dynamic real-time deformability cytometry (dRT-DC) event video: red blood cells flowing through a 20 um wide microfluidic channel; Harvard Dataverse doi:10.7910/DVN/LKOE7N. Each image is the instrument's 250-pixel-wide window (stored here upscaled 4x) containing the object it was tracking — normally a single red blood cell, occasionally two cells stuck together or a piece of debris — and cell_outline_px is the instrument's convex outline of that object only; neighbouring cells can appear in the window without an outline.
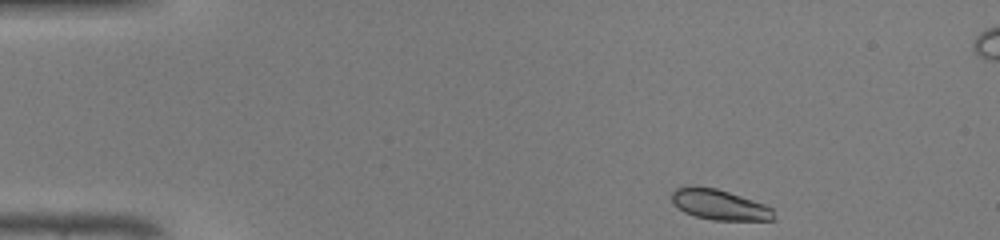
{"species": "common noctule bat (a hibernating species)", "species_latin": "Nyctalus noctula", "temperature_condition": "warm", "stored_images_in_passage": 43, "segment_of_instrument_passage": [1, 2], "camera_frame_rate_fps": 3000, "um_per_image_px": 0.085, "animal": {"sex": "male", "body_mass_g": 19.0, "forearm_length_mm": 50.8}, "frame": {"image": 1, "passage_image": 1, "time_ms": 0.0, "image_size_px": [1000, 240], "cell_outline_px": [[776, 220], [712, 220], [696, 216], [684, 212], [672, 200], [672, 192], [676, 188], [692, 184], [716, 188], [764, 204], [772, 208]], "centroid_in_image_um": [61.14, 17.38], "position_along_channel_um": 23.9, "area_um2": 18.03}}
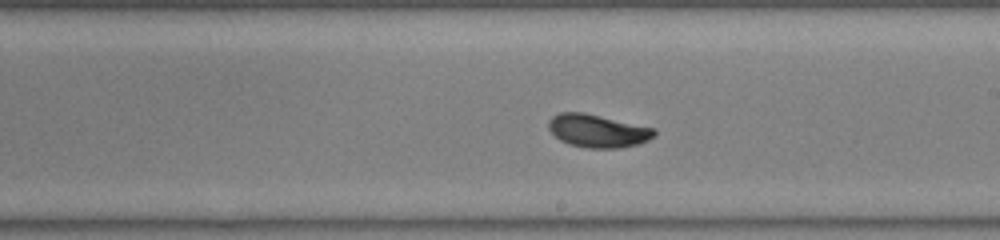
{"frame": {"image": 2, "passage_image": 22, "time_ms": 7.0, "image_size_px": [1000, 240], "cell_outline_px": [[656, 136], [640, 144], [620, 148], [588, 148], [572, 144], [560, 140], [548, 128], [548, 120], [552, 116], [560, 112], [584, 112], [656, 128]], "centroid_in_image_um": [50.84, 11.11], "position_along_channel_um": 238.2, "area_um2": 20.46}}
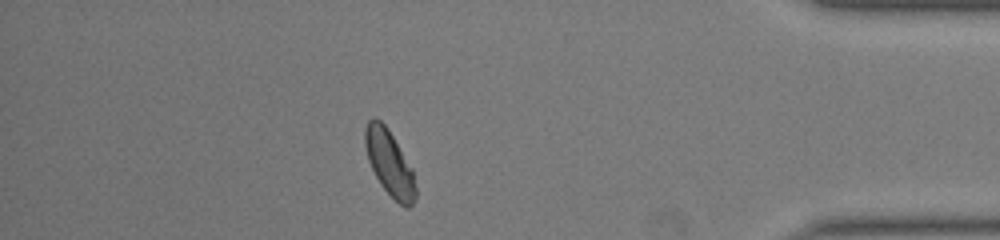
{"frame": {"image": 3, "passage_image": 36, "time_ms": 11.667, "image_size_px": [1000, 240], "cell_outline_px": [[416, 200], [408, 208], [404, 208], [380, 184], [368, 160], [364, 144], [364, 128], [368, 120], [372, 116], [376, 116], [388, 128], [412, 168], [416, 188]], "centroid_in_image_um": [33.09, 13.82], "position_along_channel_um": 402.1, "area_um2": 19.36}}